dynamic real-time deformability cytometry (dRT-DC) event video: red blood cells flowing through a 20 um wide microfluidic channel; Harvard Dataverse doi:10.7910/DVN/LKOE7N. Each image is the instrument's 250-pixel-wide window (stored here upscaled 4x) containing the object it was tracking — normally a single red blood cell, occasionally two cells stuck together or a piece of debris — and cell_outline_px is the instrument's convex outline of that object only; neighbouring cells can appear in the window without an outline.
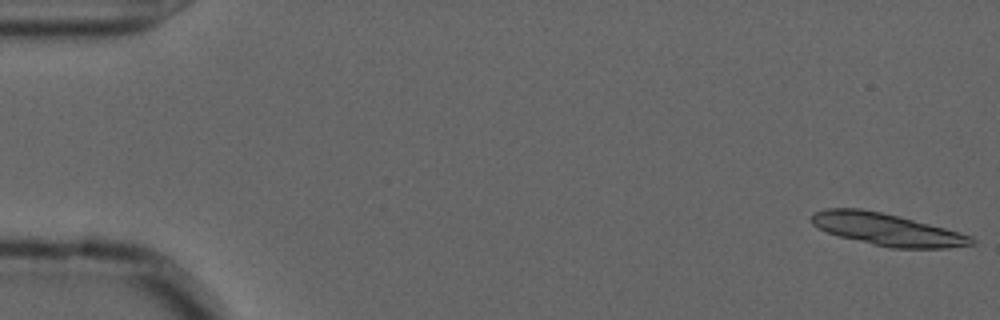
{"species": "common noctule bat (a hibernating species)", "species_latin": "Nyctalus noctula", "temperature_condition": "cold", "stored_images_in_passage": 16, "camera_frame_rate_fps": 3000, "um_per_image_px": 0.085, "animal": {"sex": "male", "forearm_length_mm": 52.5}, "frame": {"image": 1, "passage_image": 1, "time_ms": 0.0, "image_size_px": [1000, 320], "cell_outline_px": [[976, 244], [948, 248], [892, 248], [872, 244], [840, 236], [828, 232], [812, 224], [812, 212], [828, 208], [860, 208], [900, 216], [960, 232], [972, 236], [976, 240]], "centroid_in_image_um": [75.44, 19.5], "position_along_channel_um": 9.6, "area_um2": 29.88}}